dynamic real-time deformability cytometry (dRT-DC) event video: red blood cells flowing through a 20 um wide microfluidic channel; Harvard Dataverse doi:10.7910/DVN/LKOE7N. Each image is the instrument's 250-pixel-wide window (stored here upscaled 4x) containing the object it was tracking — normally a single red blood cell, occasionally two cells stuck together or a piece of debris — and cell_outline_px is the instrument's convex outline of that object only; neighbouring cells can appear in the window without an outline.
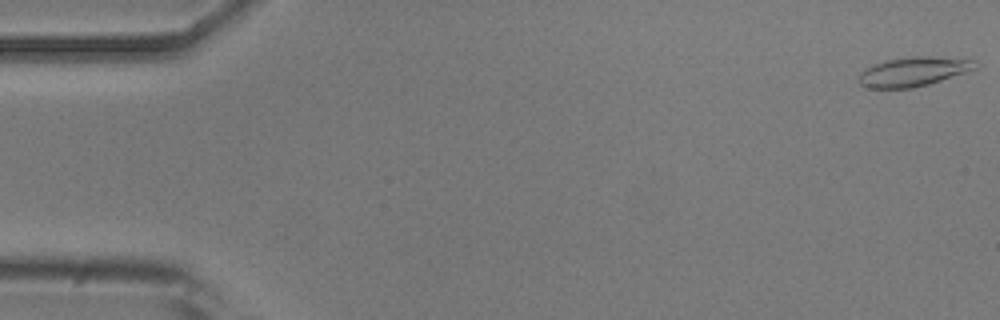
{"species": "common noctule bat (a hibernating species)", "species_latin": "Nyctalus noctula", "temperature_condition": "room temperature", "stored_images_in_passage": 5, "camera_frame_rate_fps": 3000, "um_per_image_px": 0.085, "animal": {"sex": "male", "body_mass_g": 20.5, "forearm_length_mm": 52.5}, "frame": {"image": 1, "passage_image": 1, "time_ms": 0.0, "image_size_px": [1000, 320], "cell_outline_px": [[980, 64], [976, 68], [928, 84], [912, 88], [864, 88], [856, 80], [860, 72], [864, 68], [872, 64], [884, 60], [912, 56], [928, 56], [972, 60]], "centroid_in_image_um": [77.53, 6.09], "position_along_channel_um": 7.5, "area_um2": 19.94}}
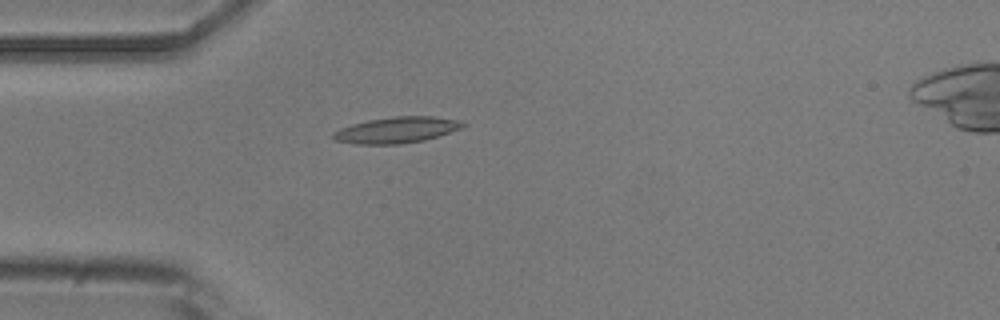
{"frame": {"image": 2, "passage_image": 5, "time_ms": 4.667, "image_size_px": [1000, 320], "cell_outline_px": [[468, 124], [464, 128], [424, 140], [400, 144], [356, 144], [332, 140], [332, 132], [340, 128], [352, 124], [368, 120], [396, 116], [432, 116], [460, 120]], "centroid_in_image_um": [33.73, 11.05], "position_along_channel_um": 51.3, "area_um2": 19.88}}